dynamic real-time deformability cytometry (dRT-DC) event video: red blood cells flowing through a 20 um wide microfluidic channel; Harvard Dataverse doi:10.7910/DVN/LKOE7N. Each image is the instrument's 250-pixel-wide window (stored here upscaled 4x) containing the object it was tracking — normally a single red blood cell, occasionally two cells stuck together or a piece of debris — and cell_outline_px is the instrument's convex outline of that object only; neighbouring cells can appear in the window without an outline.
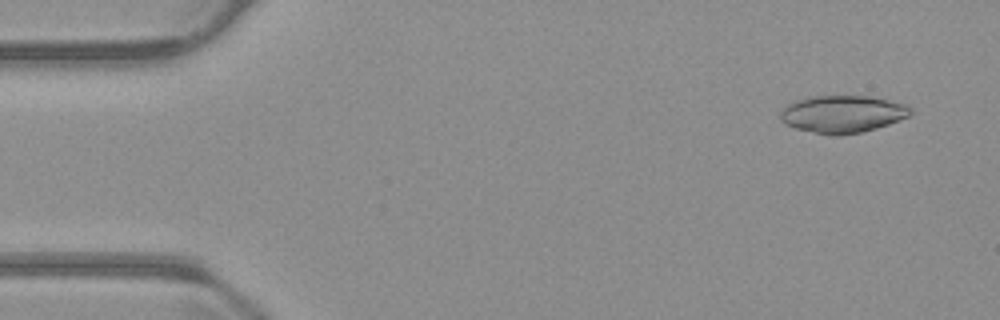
{"species": "common noctule bat (a hibernating species)", "species_latin": "Nyctalus noctula", "temperature_condition": "warm", "stored_images_in_passage": 51, "camera_frame_rate_fps": 3000, "um_per_image_px": 0.085, "animal": {"sex": "male", "body_mass_g": 23.1, "forearm_length_mm": 52.7}, "frame": {"image": 1, "passage_image": 1, "time_ms": 0.0, "image_size_px": [1000, 320], "cell_outline_px": [[912, 112], [908, 116], [900, 120], [876, 128], [860, 132], [840, 136], [836, 136], [796, 128], [784, 124], [780, 120], [780, 112], [784, 104], [796, 100], [812, 96], [868, 96], [904, 104], [912, 108]], "centroid_in_image_um": [71.57, 9.69], "position_along_channel_um": 13.4, "area_um2": 28.26}}
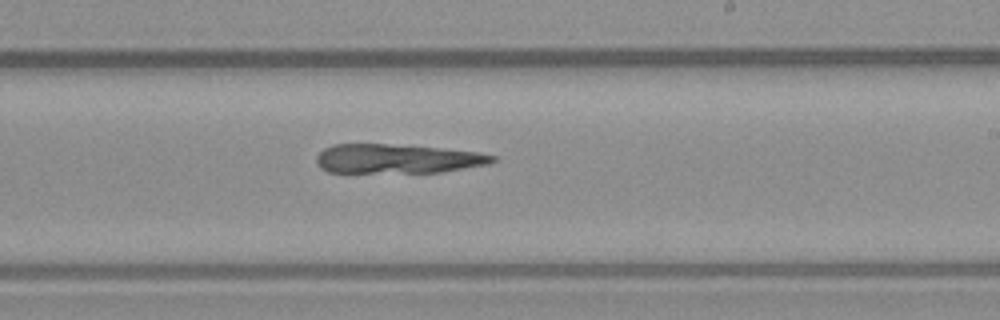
{"frame": {"image": 2, "passage_image": 29, "time_ms": 9.333, "image_size_px": [1000, 320], "cell_outline_px": [[496, 160], [488, 164], [440, 172], [328, 172], [320, 168], [316, 164], [316, 156], [324, 148], [332, 144], [388, 144], [440, 148], [476, 152], [496, 156]], "centroid_in_image_um": [33.71, 13.49], "position_along_channel_um": 255.3, "area_um2": 29.82}}